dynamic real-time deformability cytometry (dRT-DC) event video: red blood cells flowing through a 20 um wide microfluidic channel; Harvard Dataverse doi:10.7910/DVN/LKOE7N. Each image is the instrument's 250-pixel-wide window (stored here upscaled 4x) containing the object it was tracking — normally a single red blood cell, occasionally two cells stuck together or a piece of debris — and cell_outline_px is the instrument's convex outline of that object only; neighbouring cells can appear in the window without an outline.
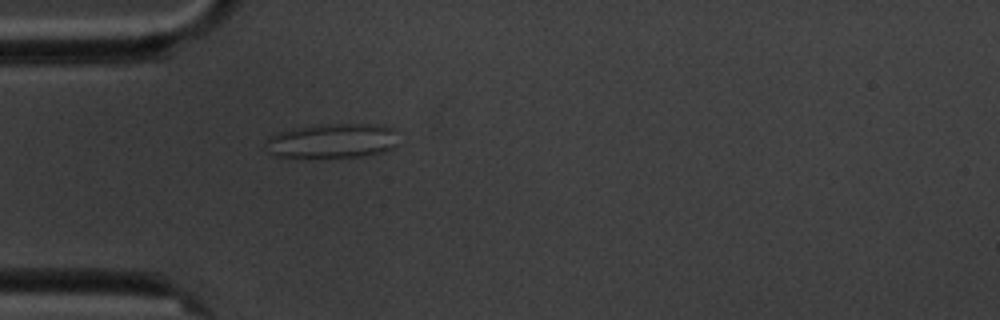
{"species": "common noctule bat (a hibernating species)", "species_latin": "Nyctalus noctula", "temperature_condition": "cold", "stored_images_in_passage": 2, "camera_frame_rate_fps": 3000, "um_per_image_px": 0.085, "animal": {"sex": "male", "body_mass_g": 20.1, "forearm_length_mm": 53.5}, "frame": {"image": 1, "passage_image": 2, "time_ms": 1.333, "image_size_px": [1000, 320], "cell_outline_px": [[396, 144], [392, 148], [384, 152], [364, 156], [276, 156], [268, 152], [264, 148], [264, 144], [268, 136], [276, 132], [292, 128], [324, 124], [384, 124], [392, 128]], "centroid_in_image_um": [28.19, 11.95], "position_along_channel_um": 56.8, "area_um2": 26.65}}